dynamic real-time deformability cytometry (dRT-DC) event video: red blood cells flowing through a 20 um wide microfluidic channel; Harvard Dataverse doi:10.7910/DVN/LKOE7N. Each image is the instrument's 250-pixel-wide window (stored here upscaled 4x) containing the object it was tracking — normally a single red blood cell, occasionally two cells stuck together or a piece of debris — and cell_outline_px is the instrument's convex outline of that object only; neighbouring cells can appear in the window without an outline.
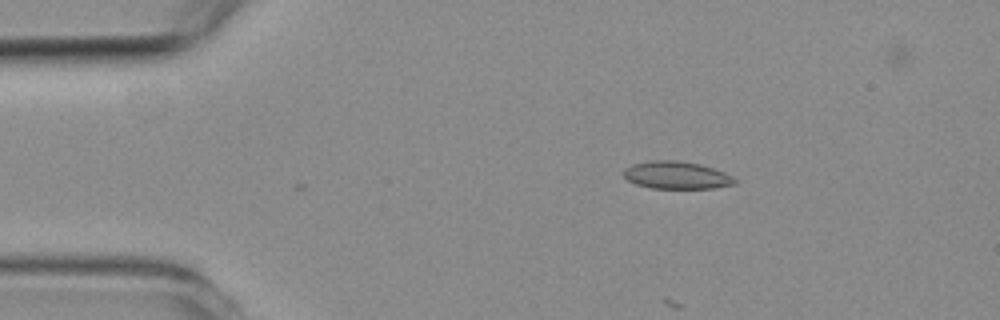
{"species": "common noctule bat (a hibernating species)", "species_latin": "Nyctalus noctula", "temperature_condition": "room temperature", "stored_images_in_passage": 4, "camera_frame_rate_fps": 3000, "um_per_image_px": 0.085, "animal": {"sex": "female", "body_mass_g": 19.3, "forearm_length_mm": 54.1}, "frame": {"image": 1, "passage_image": 4, "time_ms": 4.333, "image_size_px": [1000, 320], "cell_outline_px": [[736, 184], [712, 188], [652, 188], [636, 184], [628, 180], [624, 176], [624, 168], [632, 164], [648, 160], [676, 160], [700, 164], [724, 172], [732, 176], [736, 180]], "centroid_in_image_um": [57.49, 14.88], "position_along_channel_um": 27.5, "area_um2": 17.8}}